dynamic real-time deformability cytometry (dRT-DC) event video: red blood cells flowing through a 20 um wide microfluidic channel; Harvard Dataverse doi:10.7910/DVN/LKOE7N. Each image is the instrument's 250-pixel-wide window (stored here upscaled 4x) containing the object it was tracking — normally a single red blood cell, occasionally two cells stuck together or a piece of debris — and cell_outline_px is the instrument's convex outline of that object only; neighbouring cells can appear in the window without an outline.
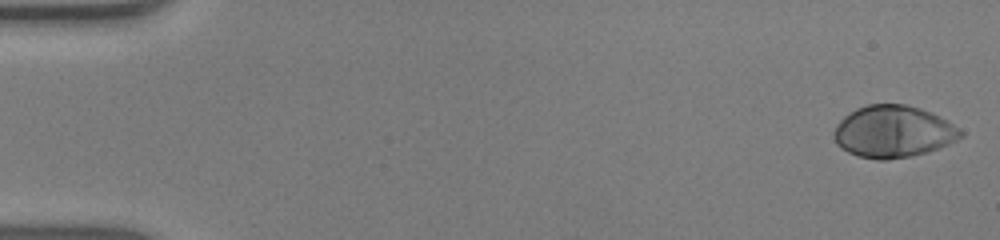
{"species": "human", "species_latin": "Homo sapiens", "temperature_condition": "warm", "stored_images_in_passage": 17, "camera_frame_rate_fps": 3000, "um_per_image_px": 0.085, "donor": {"sex": "male"}, "frame": {"image": 1, "passage_image": 1, "time_ms": 0.0, "image_size_px": [1000, 240], "cell_outline_px": [[964, 136], [948, 144], [924, 152], [908, 156], [888, 160], [876, 160], [860, 156], [848, 152], [840, 148], [836, 144], [832, 136], [832, 132], [836, 124], [844, 116], [856, 108], [868, 104], [904, 104], [920, 108], [932, 112], [952, 124], [964, 132]], "centroid_in_image_um": [75.88, 11.18], "position_along_channel_um": 9.1, "area_um2": 38.38}}
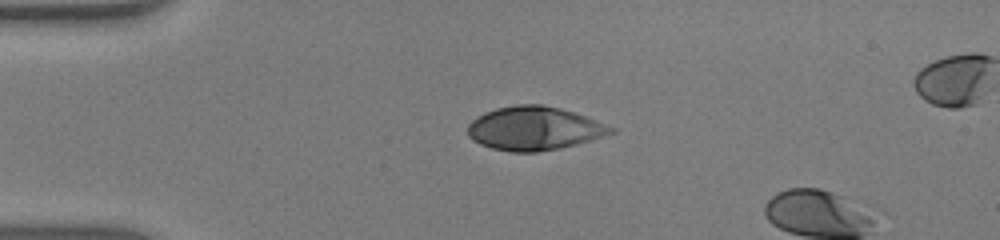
{"frame": {"image": 2, "passage_image": 13, "time_ms": 4.0, "image_size_px": [1000, 240], "cell_outline_px": [[616, 132], [576, 144], [560, 148], [536, 152], [512, 152], [492, 148], [480, 144], [472, 140], [468, 136], [468, 124], [472, 120], [484, 112], [496, 108], [516, 104], [540, 104], [560, 108], [596, 120], [616, 128]], "centroid_in_image_um": [45.39, 10.91], "position_along_channel_um": 39.6, "area_um2": 36.3}}